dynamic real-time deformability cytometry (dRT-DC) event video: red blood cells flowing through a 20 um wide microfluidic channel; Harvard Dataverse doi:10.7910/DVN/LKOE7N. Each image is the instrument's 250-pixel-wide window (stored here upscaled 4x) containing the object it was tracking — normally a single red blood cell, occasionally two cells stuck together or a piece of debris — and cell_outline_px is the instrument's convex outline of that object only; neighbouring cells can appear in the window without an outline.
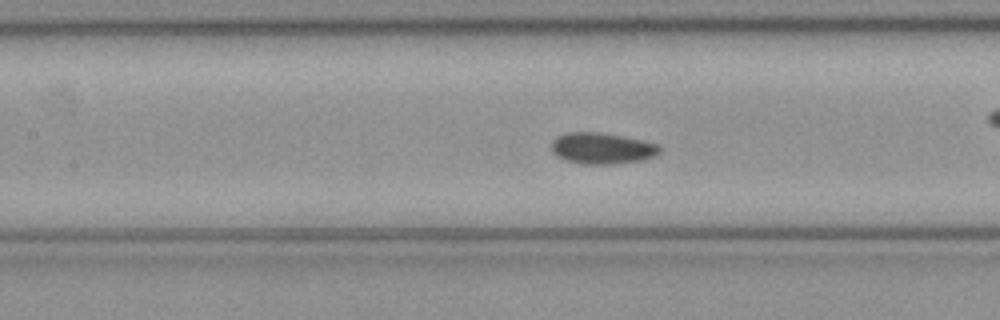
{"species": "common noctule bat (a hibernating species)", "species_latin": "Nyctalus noctula", "temperature_condition": "cold", "stored_images_in_passage": 52, "camera_frame_rate_fps": 3000, "um_per_image_px": 0.085, "animal": {"sex": "female", "body_mass_g": 21.9}, "frame": {"image": 1, "passage_image": 23, "time_ms": 7.333, "image_size_px": [1000, 320], "cell_outline_px": [[660, 152], [656, 156], [640, 160], [608, 164], [580, 164], [556, 156], [552, 152], [552, 140], [556, 136], [568, 132], [600, 132], [624, 136], [644, 140], [660, 144]], "centroid_in_image_um": [51.18, 12.59], "position_along_channel_um": 156.2, "area_um2": 19.83}}
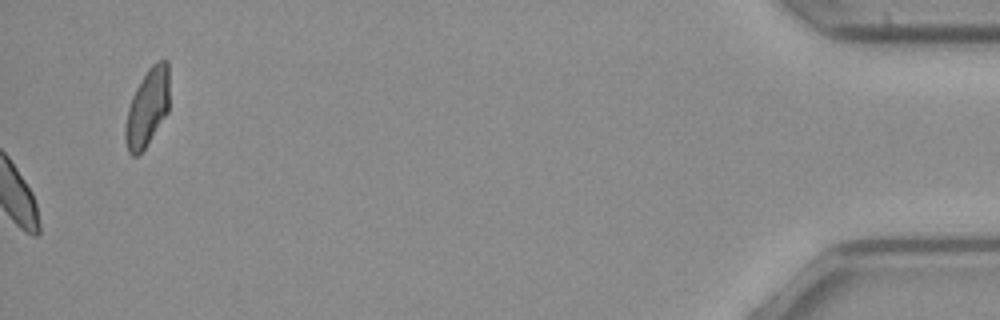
{"frame": {"image": 2, "passage_image": 52, "time_ms": 17.0, "image_size_px": [1000, 320], "cell_outline_px": [[168, 112], [144, 148], [136, 156], [132, 156], [128, 152], [124, 140], [124, 128], [128, 108], [132, 96], [136, 88], [148, 68], [156, 60], [168, 60]], "centroid_in_image_um": [12.5, 9.14], "position_along_channel_um": 422.7, "area_um2": 19.83}}